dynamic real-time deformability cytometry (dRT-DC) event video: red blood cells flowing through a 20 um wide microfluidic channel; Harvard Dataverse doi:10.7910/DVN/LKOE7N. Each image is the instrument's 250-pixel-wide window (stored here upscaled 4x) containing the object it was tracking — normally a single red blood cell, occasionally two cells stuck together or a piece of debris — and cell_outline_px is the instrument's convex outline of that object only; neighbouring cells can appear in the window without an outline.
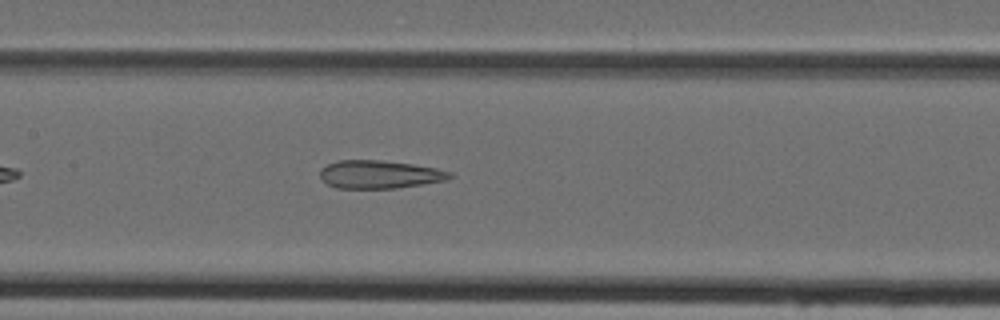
{"species": "Egyptian fruit bat (a non-hibernating species)", "species_latin": "Rousettus aegyptiacus", "temperature_condition": "cold", "stored_images_in_passage": 34, "camera_frame_rate_fps": 3000, "um_per_image_px": 0.085, "animal": {"sex": "female"}, "frame": {"image": 1, "passage_image": 10, "time_ms": 3.0, "image_size_px": [1000, 320], "cell_outline_px": [[456, 176], [448, 180], [424, 184], [396, 188], [336, 188], [328, 184], [320, 176], [320, 168], [328, 164], [340, 160], [380, 160], [412, 164], [436, 168], [452, 172]], "centroid_in_image_um": [32.31, 14.82], "position_along_channel_um": 175.1, "area_um2": 21.33}}
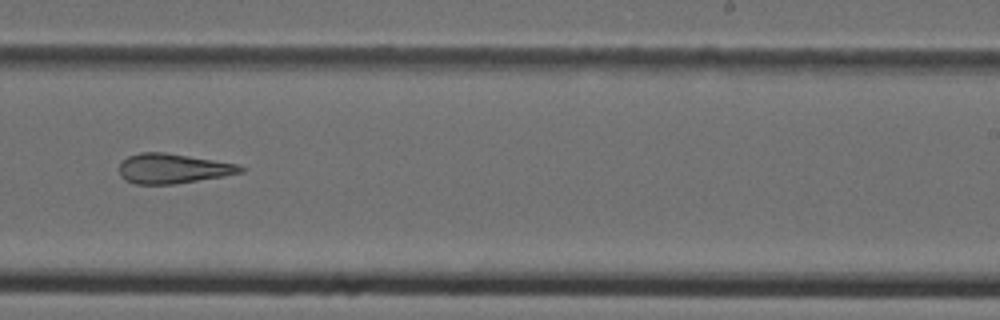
{"frame": {"image": 2, "passage_image": 17, "time_ms": 5.333, "image_size_px": [1000, 320], "cell_outline_px": [[244, 172], [224, 176], [176, 184], [136, 184], [124, 180], [120, 176], [120, 164], [128, 156], [140, 152], [164, 152], [236, 164], [244, 168]], "centroid_in_image_um": [14.67, 14.34], "position_along_channel_um": 274.3, "area_um2": 20.92}}
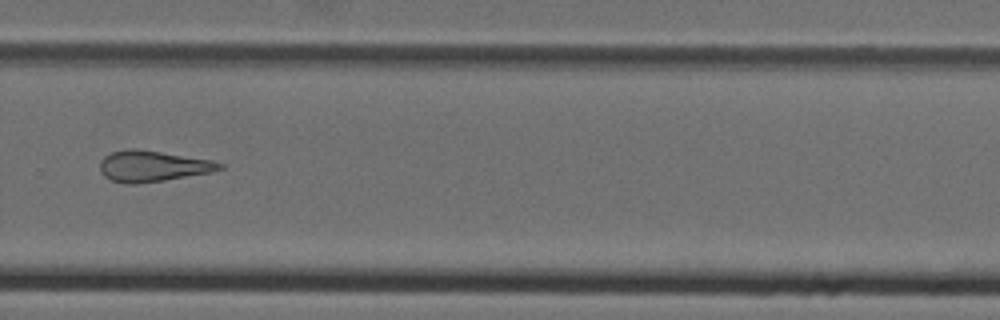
{"frame": {"image": 3, "passage_image": 20, "time_ms": 6.333, "image_size_px": [1000, 320], "cell_outline_px": [[224, 168], [212, 172], [164, 180], [136, 184], [128, 184], [112, 180], [104, 176], [100, 172], [100, 160], [104, 156], [112, 152], [128, 148], [136, 148], [212, 160], [224, 164]], "centroid_in_image_um": [12.96, 14.12], "position_along_channel_um": 316.8, "area_um2": 21.62}}